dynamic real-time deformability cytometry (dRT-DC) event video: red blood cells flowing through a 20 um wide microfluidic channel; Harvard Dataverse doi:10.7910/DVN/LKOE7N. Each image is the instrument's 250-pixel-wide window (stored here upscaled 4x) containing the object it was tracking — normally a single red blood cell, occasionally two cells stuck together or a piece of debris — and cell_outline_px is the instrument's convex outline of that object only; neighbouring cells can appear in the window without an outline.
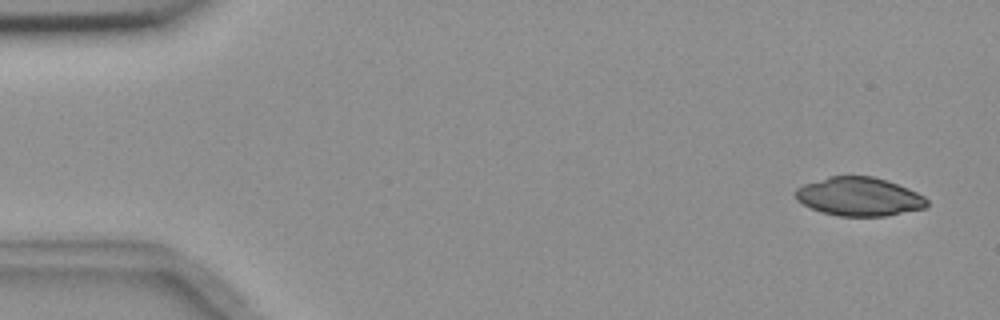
{"species": "common noctule bat (a hibernating species)", "species_latin": "Nyctalus noctula", "temperature_condition": "room temperature", "stored_images_in_passage": 6, "camera_frame_rate_fps": 3000, "um_per_image_px": 0.085, "animal": {"sex": "female", "body_mass_g": 18.4}, "frame": {"image": 1, "passage_image": 1, "time_ms": 0.0, "image_size_px": [1000, 320], "cell_outline_px": [[928, 204], [924, 208], [884, 216], [840, 216], [824, 212], [812, 208], [796, 200], [796, 188], [804, 184], [828, 176], [872, 176], [908, 188], [924, 196], [928, 200]], "centroid_in_image_um": [73.02, 16.71], "position_along_channel_um": 12.0, "area_um2": 29.25}}